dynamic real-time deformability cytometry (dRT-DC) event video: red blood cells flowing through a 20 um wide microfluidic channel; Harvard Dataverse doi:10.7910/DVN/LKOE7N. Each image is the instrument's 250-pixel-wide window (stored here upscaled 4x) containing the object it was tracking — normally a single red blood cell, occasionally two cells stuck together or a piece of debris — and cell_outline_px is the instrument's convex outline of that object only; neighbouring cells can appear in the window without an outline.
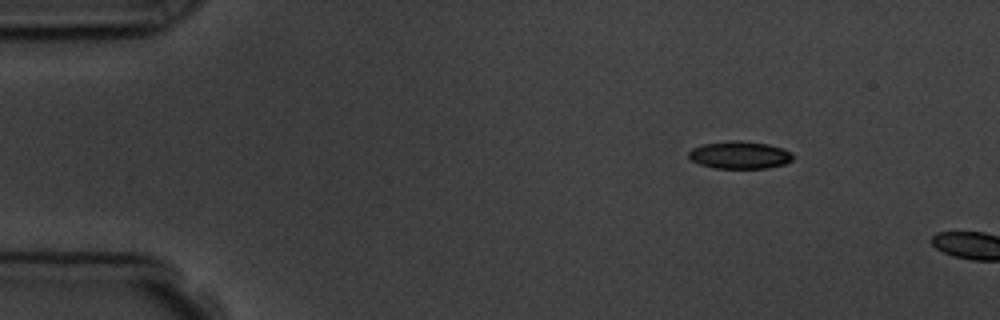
{"species": "common noctule bat (a hibernating species)", "species_latin": "Nyctalus noctula", "temperature_condition": "room temperature", "stored_images_in_passage": 2, "camera_frame_rate_fps": 3000, "um_per_image_px": 0.085, "animal": {"sex": "male", "body_mass_g": 19.5, "forearm_length_mm": 54.6}, "frame": {"image": 1, "passage_image": 1, "time_ms": 0.0, "image_size_px": [1000, 320], "cell_outline_px": [[796, 156], [792, 160], [784, 164], [768, 168], [712, 168], [700, 164], [692, 160], [688, 156], [688, 152], [692, 148], [704, 144], [728, 140], [740, 140], [768, 144], [792, 152]], "centroid_in_image_um": [62.89, 13.17], "position_along_channel_um": 22.1, "area_um2": 16.82}}